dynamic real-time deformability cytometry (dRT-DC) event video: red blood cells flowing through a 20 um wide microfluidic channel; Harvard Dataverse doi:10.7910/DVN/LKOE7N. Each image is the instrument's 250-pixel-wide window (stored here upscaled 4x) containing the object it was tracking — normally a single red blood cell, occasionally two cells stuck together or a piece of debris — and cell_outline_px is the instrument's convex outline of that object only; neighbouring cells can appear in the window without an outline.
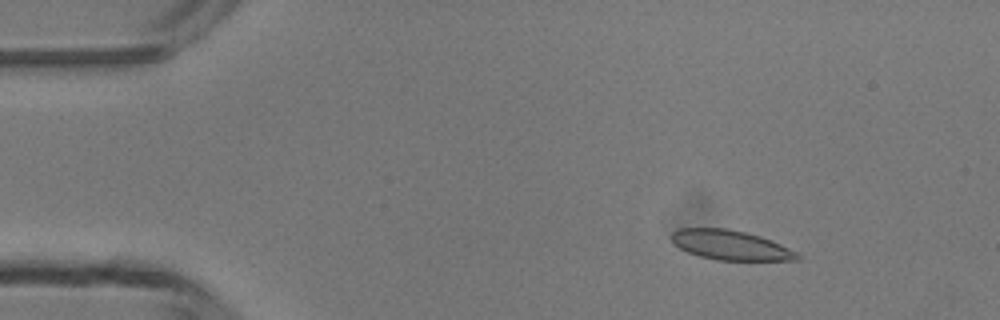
{"species": "common noctule bat (a hibernating species)", "species_latin": "Nyctalus noctula", "temperature_condition": "room temperature", "stored_images_in_passage": 3, "camera_frame_rate_fps": 3000, "um_per_image_px": 0.085, "animal": {"sex": "male", "body_mass_g": 13.3}, "frame": {"image": 1, "passage_image": 2, "time_ms": 1.0, "image_size_px": [1000, 320], "cell_outline_px": [[800, 260], [716, 260], [700, 256], [688, 252], [680, 248], [668, 236], [672, 232], [680, 228], [728, 228], [760, 236], [772, 240], [800, 252]], "centroid_in_image_um": [62.13, 20.83], "position_along_channel_um": 22.9, "area_um2": 21.91}}